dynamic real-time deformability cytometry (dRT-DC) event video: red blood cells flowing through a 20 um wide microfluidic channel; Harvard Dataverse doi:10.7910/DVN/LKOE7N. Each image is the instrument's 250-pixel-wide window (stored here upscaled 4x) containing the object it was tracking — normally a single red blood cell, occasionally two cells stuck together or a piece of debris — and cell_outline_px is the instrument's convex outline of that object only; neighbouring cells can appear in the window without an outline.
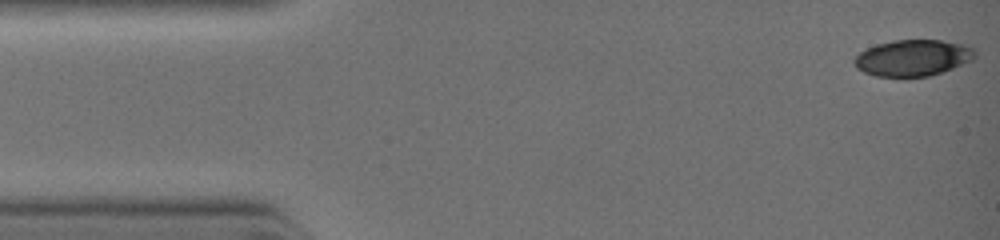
{"species": "common noctule bat (a hibernating species)", "species_latin": "Nyctalus noctula", "temperature_condition": "warm", "stored_images_in_passage": 24, "camera_frame_rate_fps": 3000, "um_per_image_px": 0.085, "animal": {"sex": "female", "body_mass_g": 19.0, "forearm_length_mm": 51.5}, "frame": {"image": 1, "passage_image": 1, "time_ms": 0.0, "image_size_px": [1000, 240], "cell_outline_px": [[976, 56], [972, 60], [952, 68], [928, 76], [904, 80], [876, 76], [864, 72], [856, 68], [852, 60], [860, 52], [876, 44], [896, 40], [940, 40], [960, 44], [972, 48], [976, 52]], "centroid_in_image_um": [77.53, 4.96], "position_along_channel_um": 7.5, "area_um2": 25.95}}
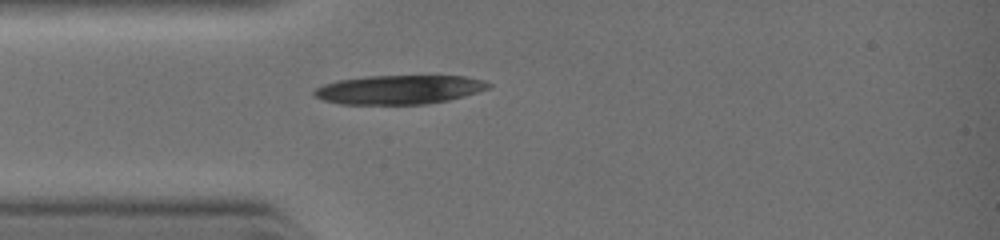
{"frame": {"image": 2, "passage_image": 20, "time_ms": 2.667, "image_size_px": [1000, 240], "cell_outline_px": [[492, 84], [488, 88], [464, 96], [448, 100], [424, 104], [340, 104], [324, 100], [312, 96], [312, 92], [316, 88], [324, 84], [336, 80], [368, 76], [464, 76], [484, 80]], "centroid_in_image_um": [33.89, 7.61], "position_along_channel_um": 51.1, "area_um2": 29.42}}